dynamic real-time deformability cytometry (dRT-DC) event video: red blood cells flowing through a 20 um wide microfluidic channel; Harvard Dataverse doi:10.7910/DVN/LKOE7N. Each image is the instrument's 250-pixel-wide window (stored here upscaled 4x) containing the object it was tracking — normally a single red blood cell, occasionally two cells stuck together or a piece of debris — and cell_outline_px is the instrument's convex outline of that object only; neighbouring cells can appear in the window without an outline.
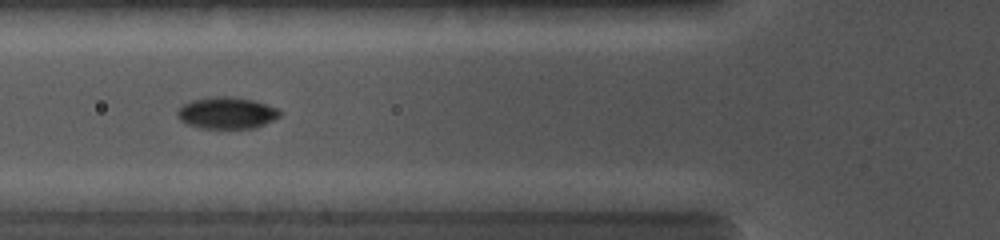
{"species": "common noctule bat (a hibernating species)", "species_latin": "Nyctalus noctula", "temperature_condition": "cold", "stored_images_in_passage": 8, "camera_frame_rate_fps": 5000, "um_per_image_px": 0.085, "animal": {"sex": "female", "body_mass_g": 19.0, "forearm_length_mm": 56.7}, "frame": {"image": 1, "passage_image": 5, "time_ms": 3.4, "image_size_px": [1000, 240], "cell_outline_px": [[280, 116], [256, 128], [200, 128], [184, 124], [176, 116], [176, 112], [184, 104], [192, 100], [208, 96], [232, 96], [252, 100], [276, 108], [280, 112]], "centroid_in_image_um": [19.21, 9.6], "position_along_channel_um": 106.6, "area_um2": 18.96}}